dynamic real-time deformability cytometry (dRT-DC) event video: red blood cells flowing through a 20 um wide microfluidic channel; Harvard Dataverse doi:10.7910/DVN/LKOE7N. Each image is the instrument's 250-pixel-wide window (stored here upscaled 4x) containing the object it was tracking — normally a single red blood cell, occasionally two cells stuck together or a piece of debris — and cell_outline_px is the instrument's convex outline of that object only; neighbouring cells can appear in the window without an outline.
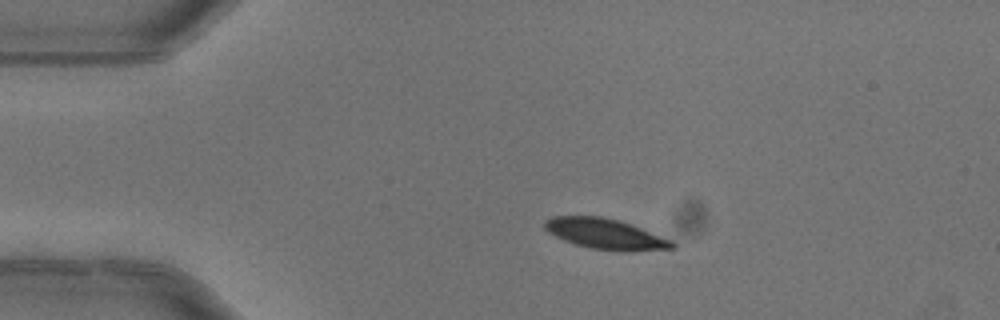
{"species": "common noctule bat (a hibernating species)", "species_latin": "Nyctalus noctula", "temperature_condition": "warm", "stored_images_in_passage": 3, "camera_frame_rate_fps": 3000, "um_per_image_px": 0.085, "animal": {"sex": "female"}, "frame": {"image": 1, "passage_image": 2, "time_ms": 0.333, "image_size_px": [1000, 320], "cell_outline_px": [[676, 248], [624, 252], [592, 248], [576, 244], [564, 240], [548, 232], [544, 228], [544, 224], [552, 216], [600, 216], [620, 220], [672, 240], [676, 244]], "centroid_in_image_um": [51.5, 19.89], "position_along_channel_um": 33.5, "area_um2": 22.54}}